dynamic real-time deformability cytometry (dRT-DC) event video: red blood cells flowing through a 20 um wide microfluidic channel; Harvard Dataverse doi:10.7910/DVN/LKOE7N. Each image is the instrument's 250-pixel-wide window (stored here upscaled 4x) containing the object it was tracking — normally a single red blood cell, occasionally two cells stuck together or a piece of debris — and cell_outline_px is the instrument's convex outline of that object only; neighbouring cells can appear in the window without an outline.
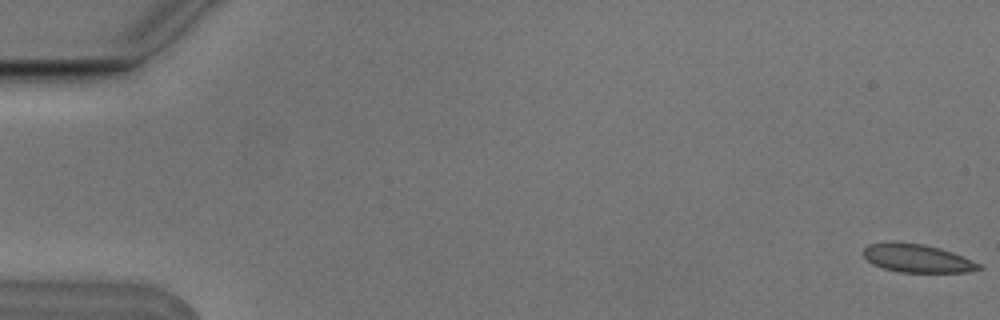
{"species": "Egyptian fruit bat (a non-hibernating species)", "species_latin": "Rousettus aegyptiacus", "temperature_condition": "cold", "stored_images_in_passage": 7, "camera_frame_rate_fps": 3000, "um_per_image_px": 0.085, "animal": {"sex": "male"}, "frame": {"image": 1, "passage_image": 1, "time_ms": 0.0, "image_size_px": [1000, 320], "cell_outline_px": [[984, 268], [968, 272], [900, 272], [884, 268], [872, 264], [864, 256], [864, 248], [868, 244], [888, 240], [896, 240], [924, 244], [940, 248], [952, 252], [972, 260], [980, 264]], "centroid_in_image_um": [77.93, 21.92], "position_along_channel_um": 7.1, "area_um2": 19.31}}
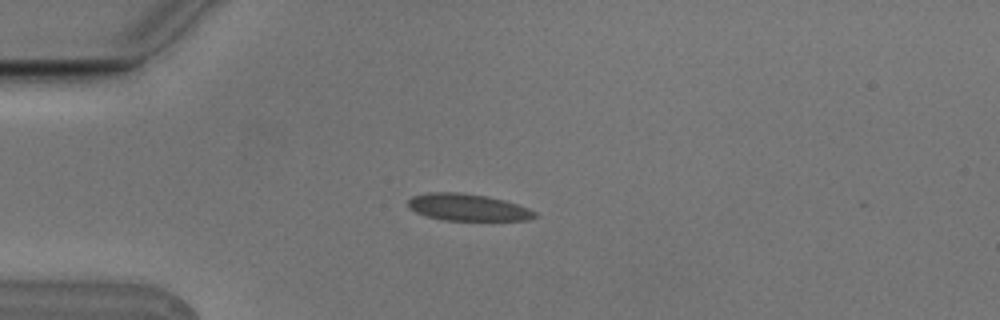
{"frame": {"image": 2, "passage_image": 5, "time_ms": 1.333, "image_size_px": [1000, 320], "cell_outline_px": [[536, 216], [528, 220], [444, 220], [428, 216], [416, 212], [408, 208], [408, 200], [412, 196], [428, 192], [460, 192], [488, 196], [504, 200], [528, 208], [536, 212]], "centroid_in_image_um": [39.73, 17.61], "position_along_channel_um": 45.3, "area_um2": 19.83}}